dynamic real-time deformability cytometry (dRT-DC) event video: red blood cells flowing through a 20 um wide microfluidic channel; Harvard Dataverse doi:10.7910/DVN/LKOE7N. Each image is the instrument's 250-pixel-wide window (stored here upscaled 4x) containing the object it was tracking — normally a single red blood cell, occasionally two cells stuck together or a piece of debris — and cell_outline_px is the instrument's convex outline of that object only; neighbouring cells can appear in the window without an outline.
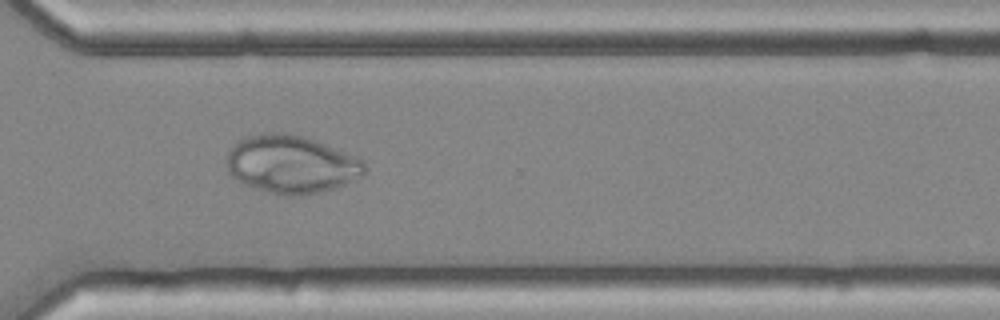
{"species": "common noctule bat (a hibernating species)", "species_latin": "Nyctalus noctula", "temperature_condition": "cold", "stored_images_in_passage": 49, "camera_frame_rate_fps": 3000, "um_per_image_px": 0.085, "animal": {"sex": "female", "body_mass_g": 25.1}, "frame": {"image": 1, "passage_image": 35, "time_ms": 11.333, "image_size_px": [1000, 320], "cell_outline_px": [[368, 168], [364, 176], [336, 188], [320, 192], [300, 196], [288, 196], [268, 192], [244, 184], [236, 180], [228, 172], [224, 156], [236, 140], [260, 132], [288, 132], [312, 140], [344, 152], [364, 160]], "centroid_in_image_um": [24.72, 13.97], "position_along_channel_um": 345.9, "area_um2": 47.11}}